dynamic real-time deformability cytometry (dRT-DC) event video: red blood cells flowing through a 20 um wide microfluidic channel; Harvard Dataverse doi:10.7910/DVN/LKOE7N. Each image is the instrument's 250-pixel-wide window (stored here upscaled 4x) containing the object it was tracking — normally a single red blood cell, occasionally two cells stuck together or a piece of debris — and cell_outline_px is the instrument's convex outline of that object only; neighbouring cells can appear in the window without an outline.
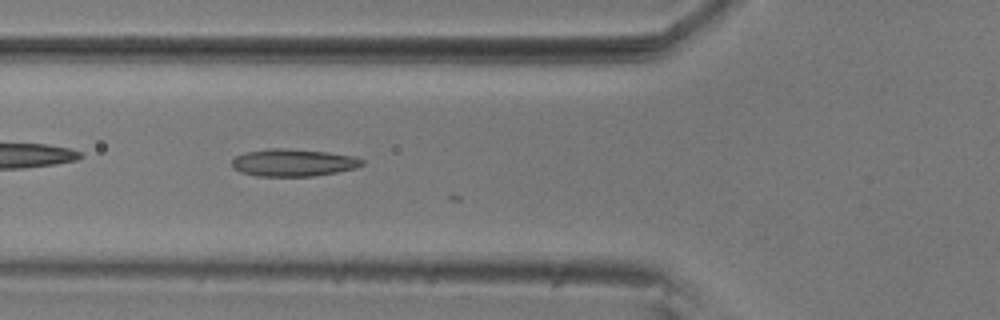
{"species": "common noctule bat (a hibernating species)", "species_latin": "Nyctalus noctula", "temperature_condition": "room temperature", "stored_images_in_passage": 7, "camera_frame_rate_fps": 3000, "um_per_image_px": 0.085, "animal": {"sex": "male", "body_mass_g": 20.5, "forearm_length_mm": 52.5}, "frame": {"image": 1, "passage_image": 6, "time_ms": 1.667, "image_size_px": [1000, 320], "cell_outline_px": [[364, 164], [356, 168], [336, 172], [312, 176], [256, 176], [240, 172], [232, 164], [232, 160], [236, 156], [244, 152], [268, 148], [280, 148], [328, 152], [352, 156], [364, 160]], "centroid_in_image_um": [24.92, 13.82], "position_along_channel_um": 100.9, "area_um2": 20.63}}